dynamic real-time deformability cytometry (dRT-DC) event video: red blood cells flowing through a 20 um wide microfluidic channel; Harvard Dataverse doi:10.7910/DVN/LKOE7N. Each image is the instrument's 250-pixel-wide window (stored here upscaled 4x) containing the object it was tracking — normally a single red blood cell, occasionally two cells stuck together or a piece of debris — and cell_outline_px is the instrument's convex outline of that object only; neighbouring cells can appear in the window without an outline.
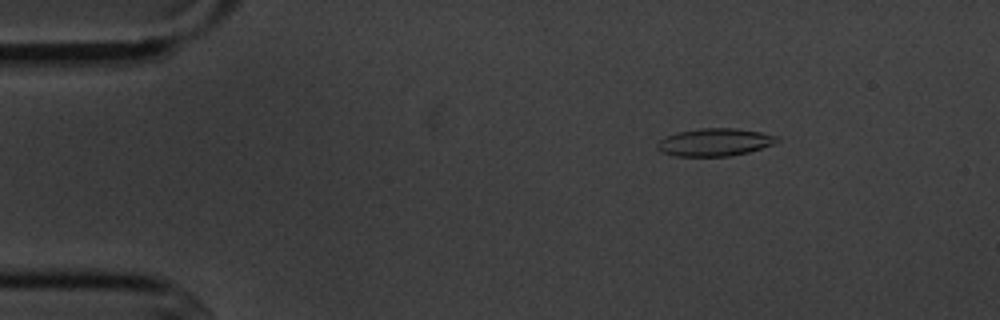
{"species": "common noctule bat (a hibernating species)", "species_latin": "Nyctalus noctula", "temperature_condition": "cold", "stored_images_in_passage": 5, "camera_frame_rate_fps": 3000, "um_per_image_px": 0.085, "animal": {"sex": "male", "body_mass_g": 20.1, "forearm_length_mm": 53.5}, "frame": {"image": 1, "passage_image": 2, "time_ms": 1.0, "image_size_px": [1000, 320], "cell_outline_px": [[780, 140], [772, 144], [748, 152], [728, 156], [676, 156], [660, 152], [656, 148], [656, 144], [660, 140], [668, 136], [680, 132], [700, 128], [736, 128], [760, 132], [780, 136]], "centroid_in_image_um": [60.75, 12.09], "position_along_channel_um": 24.2, "area_um2": 19.19}}
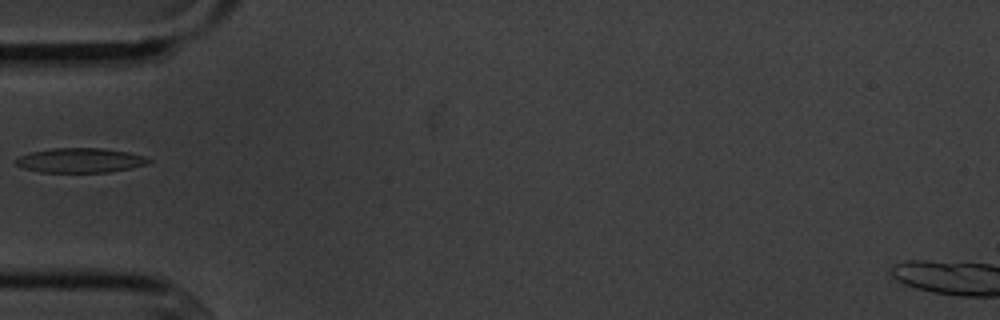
{"frame": {"image": 2, "passage_image": 4, "time_ms": 4.333, "image_size_px": [1000, 320], "cell_outline_px": [[152, 160], [148, 164], [132, 168], [108, 172], [40, 172], [24, 168], [16, 164], [12, 160], [20, 156], [32, 152], [52, 148], [104, 148], [128, 152], [144, 156]], "centroid_in_image_um": [6.83, 13.63], "position_along_channel_um": 78.2, "area_um2": 19.07}}
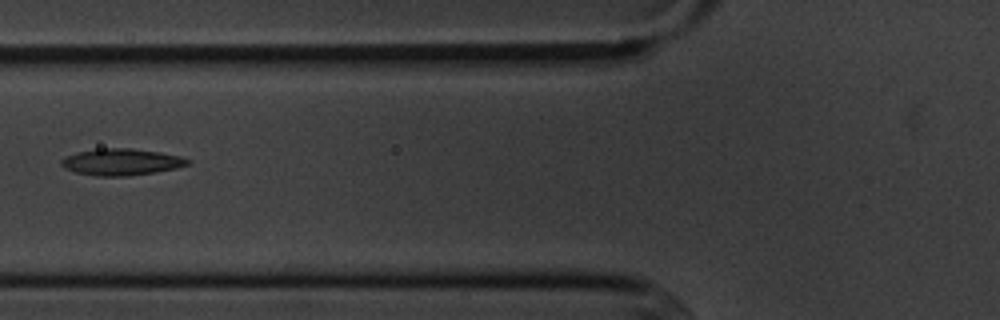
{"frame": {"image": 3, "passage_image": 5, "time_ms": 5.333, "image_size_px": [1000, 320], "cell_outline_px": [[192, 164], [176, 168], [156, 172], [128, 176], [96, 176], [76, 172], [64, 168], [60, 164], [60, 160], [64, 156], [76, 152], [100, 148], [132, 148], [160, 152], [180, 156], [192, 160]], "centroid_in_image_um": [10.33, 13.76], "position_along_channel_um": 115.5, "area_um2": 19.88}}